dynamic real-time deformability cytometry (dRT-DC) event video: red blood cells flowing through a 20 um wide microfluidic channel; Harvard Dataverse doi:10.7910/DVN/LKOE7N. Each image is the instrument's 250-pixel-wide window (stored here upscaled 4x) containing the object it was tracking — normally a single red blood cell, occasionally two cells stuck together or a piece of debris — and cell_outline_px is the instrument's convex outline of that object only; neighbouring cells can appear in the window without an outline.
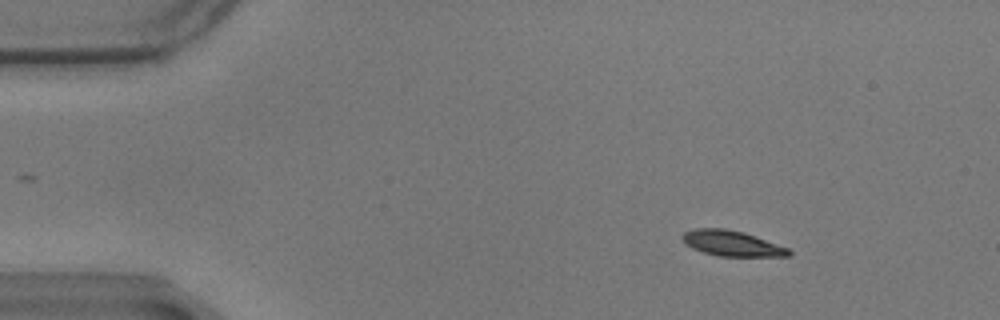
{"species": "common noctule bat (a hibernating species)", "species_latin": "Nyctalus noctula", "temperature_condition": "warm", "stored_images_in_passage": 52, "camera_frame_rate_fps": 3000, "um_per_image_px": 0.085, "animal": {"sex": "male", "body_mass_g": 17.9}, "frame": {"image": 1, "passage_image": 1, "time_ms": 0.0, "image_size_px": [1000, 320], "cell_outline_px": [[792, 256], [720, 256], [704, 252], [692, 248], [680, 236], [684, 232], [696, 228], [724, 228], [744, 232], [788, 248], [792, 252]], "centroid_in_image_um": [62.22, 20.68], "position_along_channel_um": 22.8, "area_um2": 15.61}}
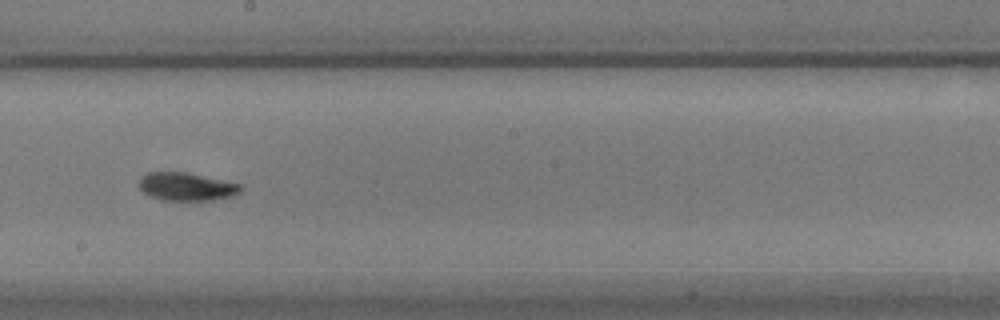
{"frame": {"image": 2, "passage_image": 26, "time_ms": 8.333, "image_size_px": [1000, 320], "cell_outline_px": [[244, 188], [240, 192], [228, 196], [212, 200], [160, 200], [144, 192], [140, 188], [140, 176], [148, 172], [188, 172], [240, 184]], "centroid_in_image_um": [15.84, 15.85], "position_along_channel_um": 232.4, "area_um2": 16.47}}
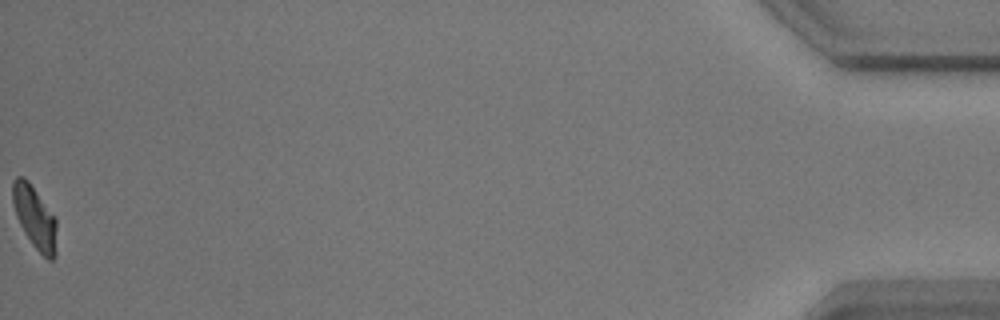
{"frame": {"image": 3, "passage_image": 52, "time_ms": 17.0, "image_size_px": [1000, 320], "cell_outline_px": [[56, 252], [52, 260], [48, 260], [32, 244], [20, 224], [16, 216], [12, 204], [12, 184], [16, 176], [24, 176], [28, 180], [56, 220]], "centroid_in_image_um": [2.93, 18.46], "position_along_channel_um": 432.3, "area_um2": 15.78}, "authors_computed_cell_mechanics": {"area_um2": 16.3285, "velocity_mm_per_s": 3.4446, "shape_relaxation_time_tau1_ms": 4.4125, "shape_relaxation_time_tau2_ms": 2.7486, "deformation_change_tau1": 0.1351, "deformation_change_tau2": 0.056}}